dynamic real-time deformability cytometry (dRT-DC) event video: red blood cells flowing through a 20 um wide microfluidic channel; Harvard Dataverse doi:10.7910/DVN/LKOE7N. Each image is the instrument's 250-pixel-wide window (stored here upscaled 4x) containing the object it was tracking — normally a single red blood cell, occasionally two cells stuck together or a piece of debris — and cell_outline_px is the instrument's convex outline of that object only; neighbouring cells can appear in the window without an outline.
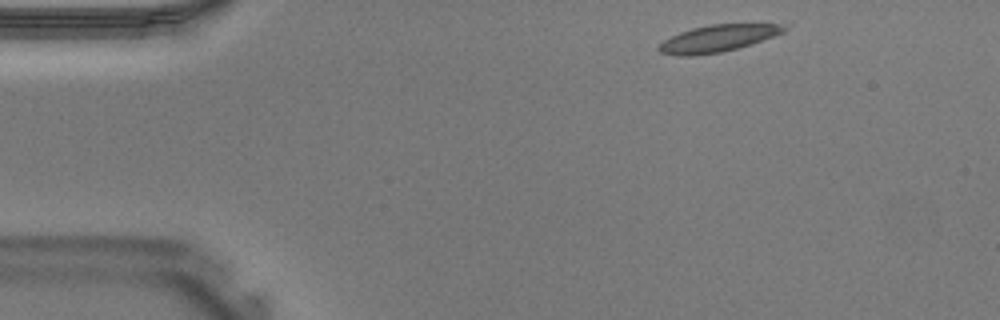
{"species": "Egyptian fruit bat (a non-hibernating species)", "species_latin": "Rousettus aegyptiacus", "temperature_condition": "warm", "stored_images_in_passage": 12, "camera_frame_rate_fps": 3000, "um_per_image_px": 0.085, "animal": {"sex": "male"}, "frame": {"image": 1, "passage_image": 1, "time_ms": 0.0, "image_size_px": [1000, 320], "cell_outline_px": [[792, 24], [784, 32], [752, 44], [720, 52], [688, 56], [680, 56], [660, 52], [656, 48], [664, 40], [680, 32], [692, 28], [712, 24], [792, 20]], "centroid_in_image_um": [61.28, 3.18], "position_along_channel_um": 23.7, "area_um2": 20.69}}
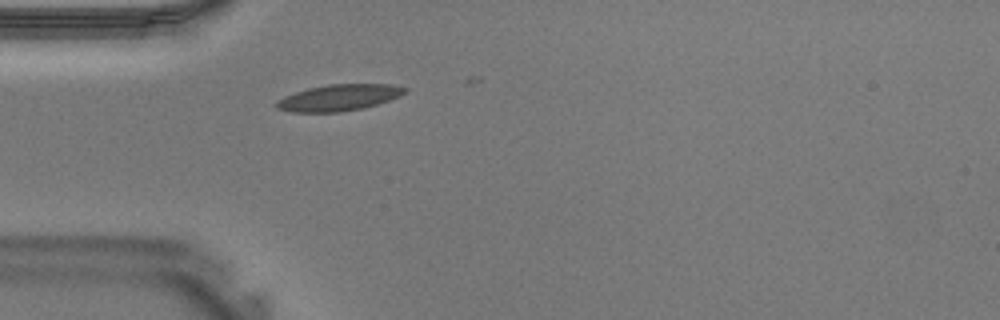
{"frame": {"image": 2, "passage_image": 7, "time_ms": 2.0, "image_size_px": [1000, 320], "cell_outline_px": [[408, 92], [400, 96], [364, 108], [340, 112], [292, 112], [276, 108], [276, 100], [284, 96], [308, 88], [328, 84], [392, 84], [408, 88]], "centroid_in_image_um": [28.82, 8.29], "position_along_channel_um": 56.2, "area_um2": 19.77}}
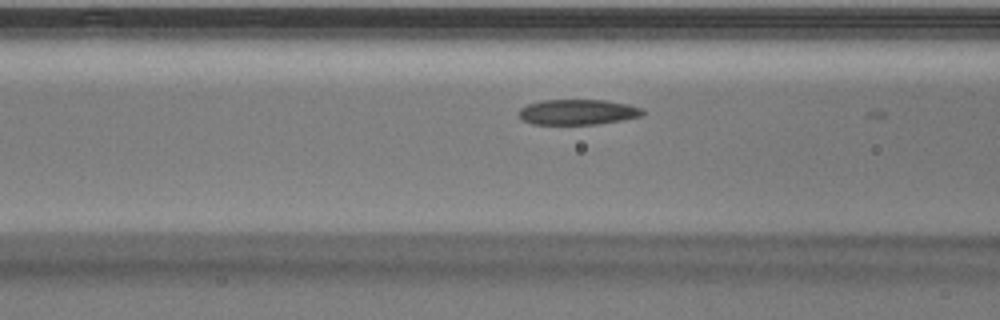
{"frame": {"image": 3, "passage_image": 11, "time_ms": 3.333, "image_size_px": [1000, 320], "cell_outline_px": [[644, 116], [624, 120], [596, 124], [532, 124], [524, 120], [516, 112], [520, 108], [528, 104], [544, 100], [604, 100], [628, 104], [644, 108]], "centroid_in_image_um": [49.15, 9.52], "position_along_channel_um": 117.5, "area_um2": 18.44}}